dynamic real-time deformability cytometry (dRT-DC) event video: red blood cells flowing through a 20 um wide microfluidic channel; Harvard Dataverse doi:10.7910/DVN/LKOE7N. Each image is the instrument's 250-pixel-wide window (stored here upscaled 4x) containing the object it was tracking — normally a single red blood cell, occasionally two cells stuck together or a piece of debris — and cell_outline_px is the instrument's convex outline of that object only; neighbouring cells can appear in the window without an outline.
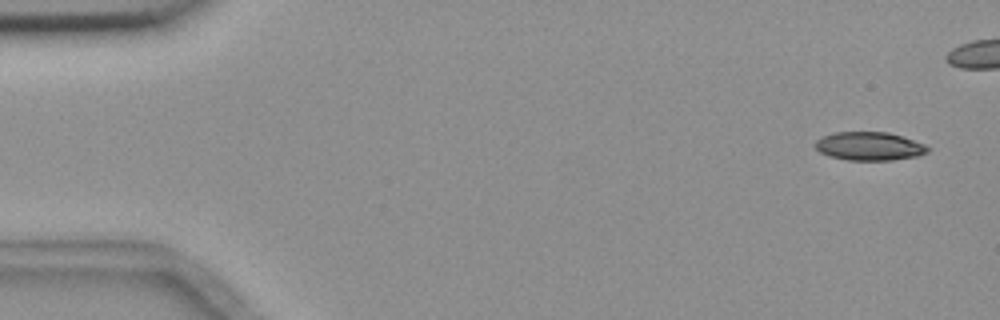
{"species": "common noctule bat (a hibernating species)", "species_latin": "Nyctalus noctula", "temperature_condition": "room temperature", "stored_images_in_passage": 9, "camera_frame_rate_fps": 3000, "um_per_image_px": 0.085, "animal": {"sex": "female", "body_mass_g": 18.4}, "frame": {"image": 1, "passage_image": 1, "time_ms": 0.0, "image_size_px": [1000, 320], "cell_outline_px": [[928, 152], [916, 156], [892, 160], [848, 160], [828, 156], [820, 152], [816, 148], [816, 140], [824, 136], [836, 132], [888, 132], [924, 144], [928, 148]], "centroid_in_image_um": [73.87, 12.43], "position_along_channel_um": 11.1, "area_um2": 18.38}}
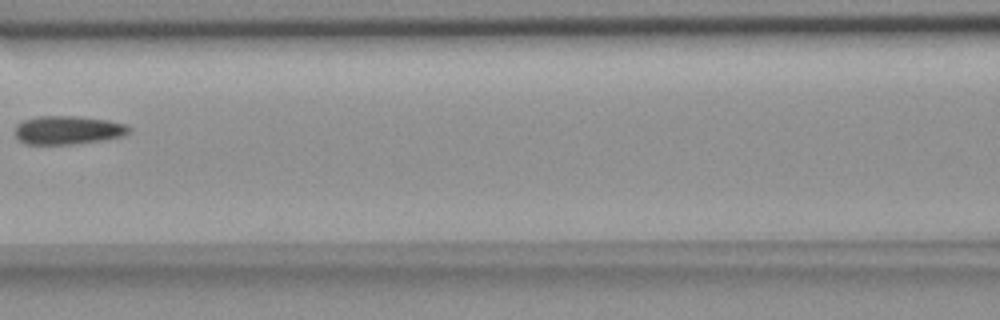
{"frame": {"image": 2, "passage_image": 8, "time_ms": 9.333, "image_size_px": [1000, 320], "cell_outline_px": [[132, 128], [128, 132], [120, 136], [100, 140], [72, 144], [24, 144], [16, 136], [16, 124], [24, 120], [36, 116], [80, 116], [108, 120], [128, 124]], "centroid_in_image_um": [5.77, 11.04], "position_along_channel_um": 160.8, "area_um2": 18.9}}
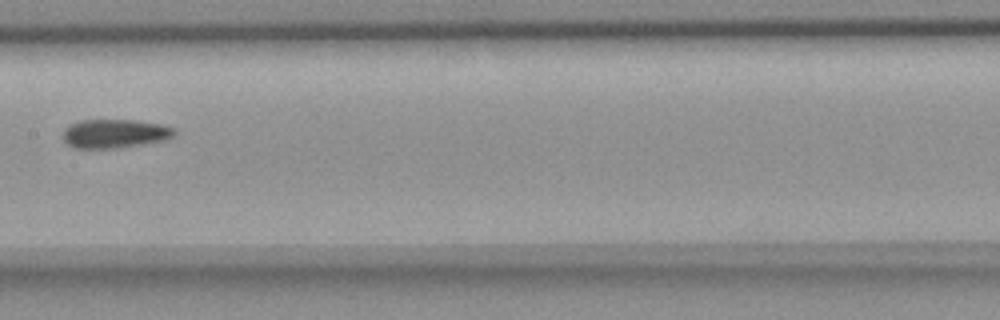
{"frame": {"image": 3, "passage_image": 9, "time_ms": 10.333, "image_size_px": [1000, 320], "cell_outline_px": [[176, 132], [168, 140], [144, 144], [116, 148], [76, 148], [68, 144], [60, 136], [64, 128], [68, 124], [80, 120], [136, 120], [164, 124], [176, 128]], "centroid_in_image_um": [9.76, 11.34], "position_along_channel_um": 197.6, "area_um2": 19.13}}